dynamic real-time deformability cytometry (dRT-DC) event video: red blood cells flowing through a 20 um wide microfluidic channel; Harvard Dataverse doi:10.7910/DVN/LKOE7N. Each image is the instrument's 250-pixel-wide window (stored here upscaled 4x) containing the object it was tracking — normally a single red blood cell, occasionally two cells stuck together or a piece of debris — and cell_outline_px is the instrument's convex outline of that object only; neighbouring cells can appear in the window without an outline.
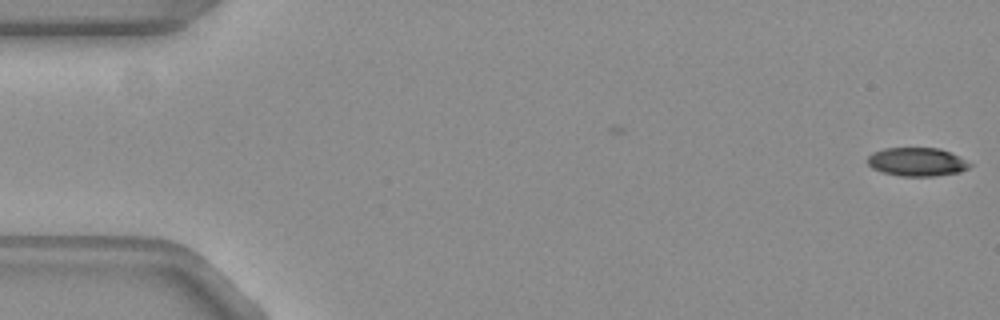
{"species": "common noctule bat (a hibernating species)", "species_latin": "Nyctalus noctula", "temperature_condition": "warm", "stored_images_in_passage": 2, "camera_frame_rate_fps": 3000, "um_per_image_px": 0.085, "animal": {"sex": "female", "body_mass_g": 19.3, "forearm_length_mm": 54.1}, "frame": {"image": 1, "passage_image": 2, "time_ms": 0.333, "image_size_px": [1000, 320], "cell_outline_px": [[972, 164], [968, 168], [960, 172], [936, 176], [900, 176], [884, 172], [872, 168], [868, 164], [868, 156], [872, 152], [884, 148], [940, 148]], "centroid_in_image_um": [77.91, 13.76], "position_along_channel_um": 7.1, "area_um2": 16.82}}